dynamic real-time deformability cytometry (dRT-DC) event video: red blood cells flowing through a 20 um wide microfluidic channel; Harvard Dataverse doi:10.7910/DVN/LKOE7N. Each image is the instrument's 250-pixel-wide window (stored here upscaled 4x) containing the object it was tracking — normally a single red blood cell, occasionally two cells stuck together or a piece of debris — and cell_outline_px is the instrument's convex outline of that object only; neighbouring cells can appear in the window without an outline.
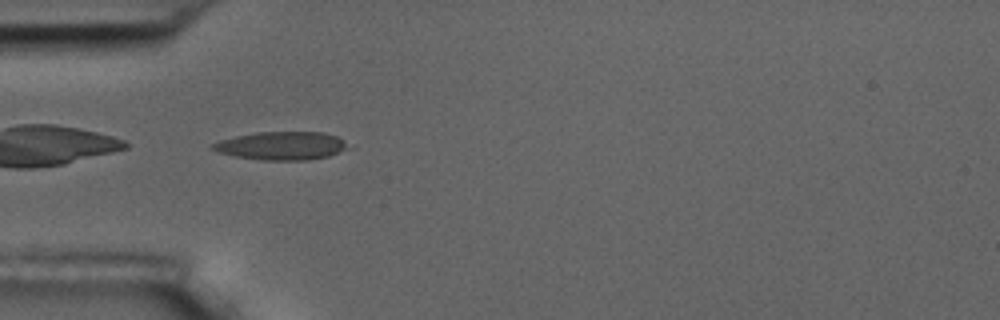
{"species": "common noctule bat (a hibernating species)", "species_latin": "Nyctalus noctula", "temperature_condition": "room temperature", "stored_images_in_passage": 6, "camera_frame_rate_fps": 3000, "um_per_image_px": 0.085, "animal": {"sex": "male", "body_mass_g": 17.5, "forearm_length_mm": 52.3}, "frame": {"image": 1, "passage_image": 5, "time_ms": 4.667, "image_size_px": [1000, 320], "cell_outline_px": [[356, 148], [328, 156], [304, 160], [264, 160], [236, 156], [216, 152], [208, 148], [208, 144], [220, 140], [236, 136], [256, 132], [324, 132], [336, 136], [344, 140]], "centroid_in_image_um": [23.97, 12.38], "position_along_channel_um": 61.0, "area_um2": 22.72}}